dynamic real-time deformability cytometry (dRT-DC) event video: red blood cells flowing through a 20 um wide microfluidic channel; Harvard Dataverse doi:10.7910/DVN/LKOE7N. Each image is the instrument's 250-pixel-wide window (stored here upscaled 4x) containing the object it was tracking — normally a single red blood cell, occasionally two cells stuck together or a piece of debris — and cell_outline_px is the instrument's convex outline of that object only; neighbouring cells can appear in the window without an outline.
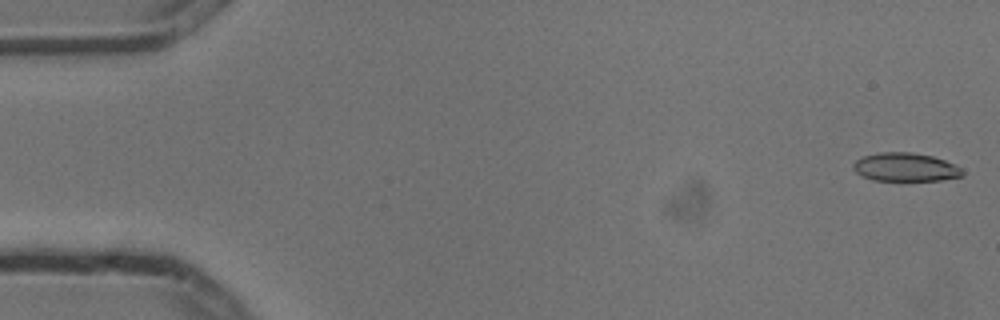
{"species": "common noctule bat (a hibernating species)", "species_latin": "Nyctalus noctula", "temperature_condition": "cold", "stored_images_in_passage": 5, "camera_frame_rate_fps": 3000, "um_per_image_px": 0.085, "animal": {"sex": "male", "body_mass_g": 13.3}, "frame": {"image": 1, "passage_image": 1, "time_ms": 0.0, "image_size_px": [1000, 320], "cell_outline_px": [[964, 172], [960, 176], [940, 180], [872, 180], [856, 172], [852, 168], [852, 164], [856, 160], [864, 156], [880, 152], [912, 152], [932, 156], [956, 164]], "centroid_in_image_um": [76.94, 14.2], "position_along_channel_um": 8.1, "area_um2": 17.98}}
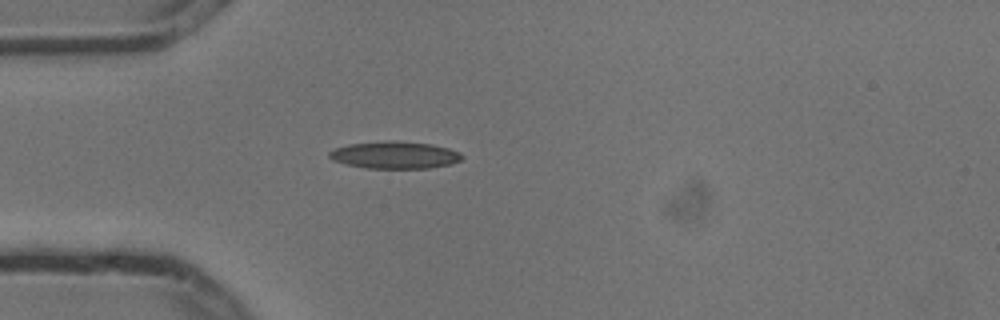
{"frame": {"image": 2, "passage_image": 5, "time_ms": 1.333, "image_size_px": [1000, 320], "cell_outline_px": [[464, 156], [460, 160], [452, 164], [428, 168], [364, 168], [344, 164], [332, 160], [328, 156], [328, 152], [336, 148], [348, 144], [392, 140], [432, 144], [448, 148], [460, 152]], "centroid_in_image_um": [33.54, 13.18], "position_along_channel_um": 51.5, "area_um2": 21.15}}